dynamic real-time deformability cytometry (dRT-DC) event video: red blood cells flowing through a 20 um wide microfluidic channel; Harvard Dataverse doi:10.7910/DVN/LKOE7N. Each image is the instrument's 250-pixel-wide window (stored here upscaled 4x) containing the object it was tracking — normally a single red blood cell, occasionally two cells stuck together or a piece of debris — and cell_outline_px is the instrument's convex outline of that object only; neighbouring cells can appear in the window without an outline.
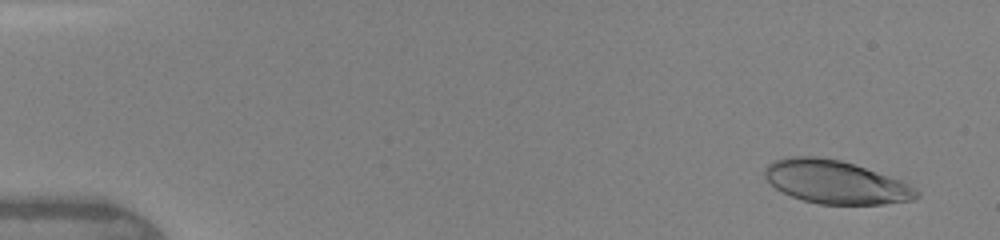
{"species": "human", "species_latin": "Homo sapiens", "temperature_condition": "warm", "stored_images_in_passage": 47, "camera_frame_rate_fps": 3000, "um_per_image_px": 0.085, "donor": {"sex": "female"}, "frame": {"image": 1, "passage_image": 3, "time_ms": 0.667, "image_size_px": [1000, 240], "cell_outline_px": [[920, 196], [916, 200], [884, 204], [820, 204], [804, 200], [792, 196], [776, 188], [764, 176], [764, 168], [772, 160], [788, 156], [816, 156], [840, 160], [900, 180], [916, 188], [920, 192]], "centroid_in_image_um": [71.03, 15.47], "position_along_channel_um": 14.0, "area_um2": 38.09}}
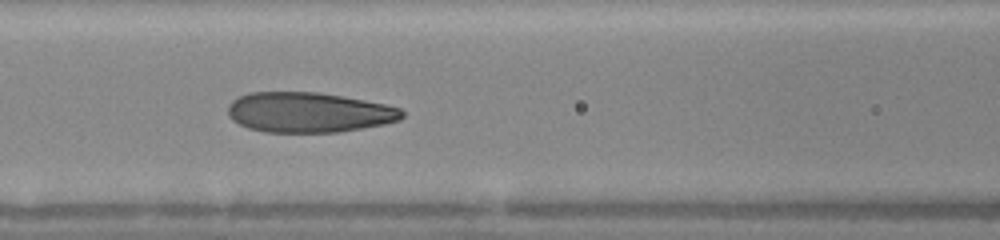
{"frame": {"image": 2, "passage_image": 21, "time_ms": 6.667, "image_size_px": [1000, 240], "cell_outline_px": [[404, 116], [400, 120], [384, 124], [336, 132], [264, 132], [248, 128], [232, 120], [228, 116], [228, 104], [232, 100], [248, 92], [316, 92], [364, 100], [384, 104], [400, 108], [404, 112]], "centroid_in_image_um": [26.21, 9.55], "position_along_channel_um": 140.4, "area_um2": 40.63}}
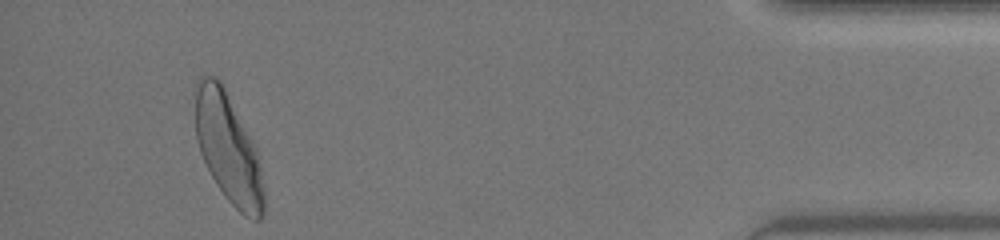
{"frame": {"image": 3, "passage_image": 44, "time_ms": 14.333, "image_size_px": [1000, 240], "cell_outline_px": [[264, 216], [260, 220], [256, 220], [244, 216], [228, 200], [216, 184], [200, 152], [196, 140], [196, 80], [200, 76], [216, 76], [220, 80], [252, 140], [256, 148], [260, 164], [264, 188]], "centroid_in_image_um": [19.41, 12.63], "position_along_channel_um": 415.8, "area_um2": 43.41}}